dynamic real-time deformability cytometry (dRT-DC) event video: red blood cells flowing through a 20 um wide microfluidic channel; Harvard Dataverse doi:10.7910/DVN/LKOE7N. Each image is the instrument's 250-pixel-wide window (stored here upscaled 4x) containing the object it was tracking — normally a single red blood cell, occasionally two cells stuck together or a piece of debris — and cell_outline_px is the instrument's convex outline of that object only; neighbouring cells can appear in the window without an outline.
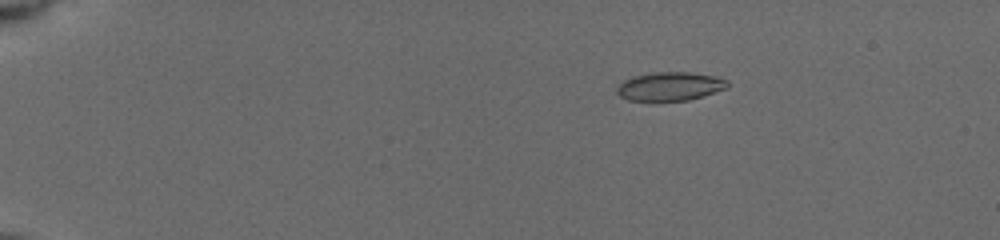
{"species": "common noctule bat (a hibernating species)", "species_latin": "Nyctalus noctula", "temperature_condition": "cold", "stored_images_in_passage": 15, "camera_frame_rate_fps": 3000, "um_per_image_px": 0.085, "animal": {"sex": "female", "body_mass_g": 19.5, "forearm_length_mm": 54.1}, "frame": {"image": 1, "passage_image": 8, "time_ms": 1.667, "image_size_px": [1000, 240], "cell_outline_px": [[728, 88], [688, 100], [656, 104], [628, 100], [620, 96], [616, 92], [616, 88], [624, 80], [632, 76], [652, 72], [688, 72], [716, 76], [728, 80]], "centroid_in_image_um": [56.9, 7.38], "position_along_channel_um": 28.1, "area_um2": 19.25}}